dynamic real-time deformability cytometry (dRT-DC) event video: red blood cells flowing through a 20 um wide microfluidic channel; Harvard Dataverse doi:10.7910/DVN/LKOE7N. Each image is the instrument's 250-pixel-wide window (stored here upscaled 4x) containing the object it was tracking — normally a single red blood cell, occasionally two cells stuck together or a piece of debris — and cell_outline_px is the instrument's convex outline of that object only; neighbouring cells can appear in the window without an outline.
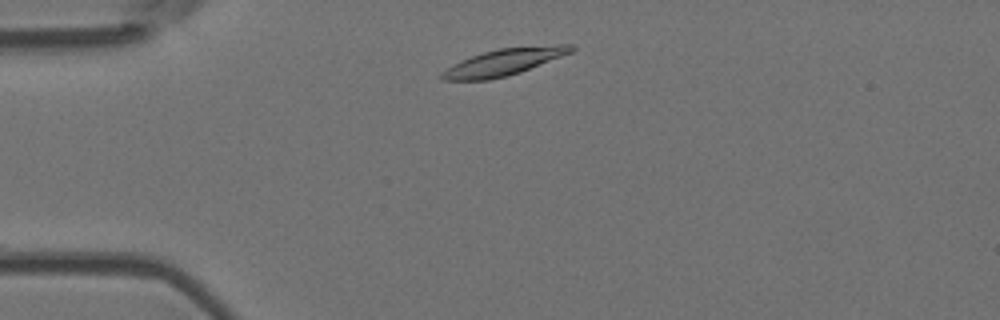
{"species": "Egyptian fruit bat (a non-hibernating species)", "species_latin": "Rousettus aegyptiacus", "temperature_condition": "room temperature", "stored_images_in_passage": 2, "camera_frame_rate_fps": 3000, "um_per_image_px": 0.085, "animal": {"sex": "female"}, "frame": {"image": 1, "passage_image": 1, "time_ms": 0.0, "image_size_px": [1000, 320], "cell_outline_px": [[576, 48], [572, 52], [520, 72], [508, 76], [488, 80], [444, 80], [440, 76], [440, 72], [452, 64], [460, 60], [484, 52], [500, 48], [556, 44], [572, 44]], "centroid_in_image_um": [42.83, 5.27], "position_along_channel_um": 42.2, "area_um2": 20.11}}